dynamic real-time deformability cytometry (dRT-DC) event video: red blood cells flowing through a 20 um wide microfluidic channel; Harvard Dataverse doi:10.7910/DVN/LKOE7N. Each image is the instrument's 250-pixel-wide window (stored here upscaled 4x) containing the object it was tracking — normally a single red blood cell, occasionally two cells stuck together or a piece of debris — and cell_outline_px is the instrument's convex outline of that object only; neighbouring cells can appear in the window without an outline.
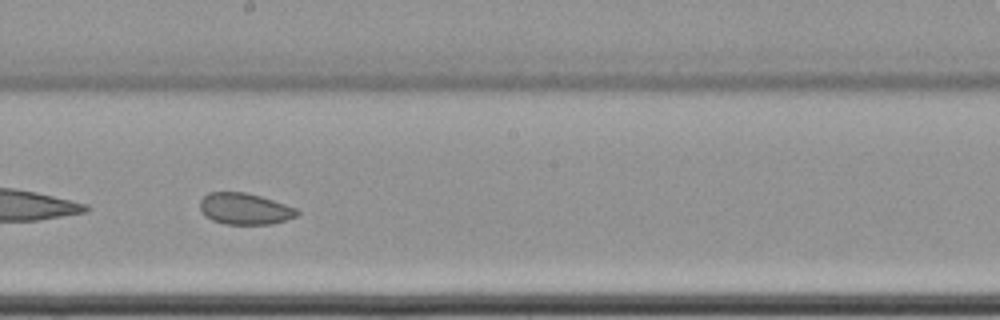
{"species": "common noctule bat (a hibernating species)", "species_latin": "Nyctalus noctula", "temperature_condition": "cold", "stored_images_in_passage": 58, "camera_frame_rate_fps": 3000, "um_per_image_px": 0.085, "animal": {"sex": "female", "body_mass_g": 22.7, "forearm_length_mm": 54.2}, "frame": {"image": 1, "passage_image": 34, "time_ms": 11.0, "image_size_px": [1000, 320], "cell_outline_px": [[300, 212], [296, 216], [272, 224], [224, 224], [212, 220], [204, 216], [200, 208], [200, 200], [208, 192], [244, 192], [260, 196], [296, 208]], "centroid_in_image_um": [20.77, 17.75], "position_along_channel_um": 227.4, "area_um2": 17.69}, "authors_computed_cell_mechanics": {"area_um2": 21.1548, "velocity_mm_per_s": 3.4751, "shape_relaxation_time_tau1_ms": null, "shape_relaxation_time_tau2_ms": 4.5661, "deformation_change_tau1": null, "deformation_change_tau2": 0.0765}}